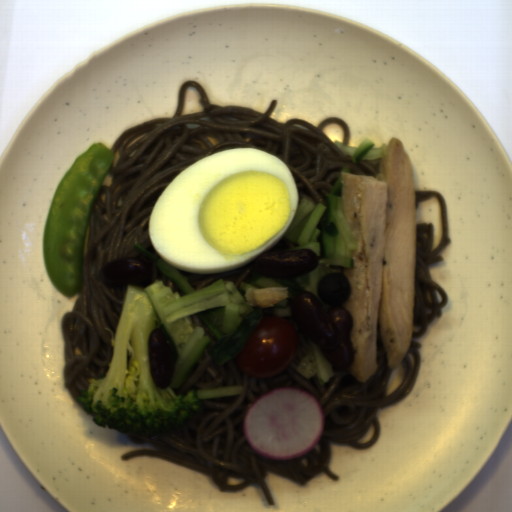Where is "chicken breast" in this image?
Instances as JSON below:
<instances>
[{
  "label": "chicken breast",
  "instance_id": "obj_1",
  "mask_svg": "<svg viewBox=\"0 0 512 512\" xmlns=\"http://www.w3.org/2000/svg\"><path fill=\"white\" fill-rule=\"evenodd\" d=\"M379 173L341 170V197L355 237L351 285L344 307L353 324L349 341L354 359L345 370L358 383L376 371L377 330L386 364L394 370L410 350L415 308L416 200L413 167L403 141L392 137Z\"/></svg>",
  "mask_w": 512,
  "mask_h": 512
}]
</instances>
